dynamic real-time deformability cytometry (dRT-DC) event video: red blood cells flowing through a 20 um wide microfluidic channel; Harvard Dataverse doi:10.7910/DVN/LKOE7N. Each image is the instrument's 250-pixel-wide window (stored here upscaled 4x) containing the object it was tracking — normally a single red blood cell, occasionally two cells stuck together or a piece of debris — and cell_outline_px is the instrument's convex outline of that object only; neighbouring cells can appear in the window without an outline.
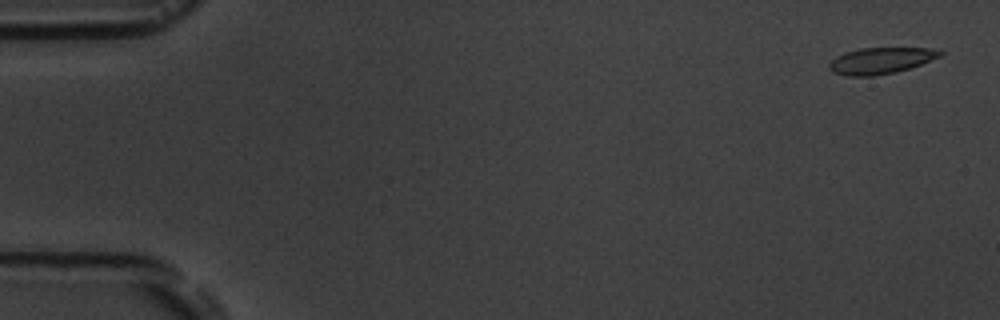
{"species": "common noctule bat (a hibernating species)", "species_latin": "Nyctalus noctula", "temperature_condition": "room temperature", "stored_images_in_passage": 5, "camera_frame_rate_fps": 3000, "um_per_image_px": 0.085, "animal": {"sex": "male", "body_mass_g": 19.5, "forearm_length_mm": 54.6}, "frame": {"image": 1, "passage_image": 1, "time_ms": 0.0, "image_size_px": [1000, 320], "cell_outline_px": [[944, 52], [940, 56], [920, 64], [896, 72], [872, 76], [848, 76], [832, 72], [828, 68], [828, 64], [836, 56], [844, 52], [860, 48], [928, 48]], "centroid_in_image_um": [74.8, 5.15], "position_along_channel_um": 10.2, "area_um2": 16.88}}
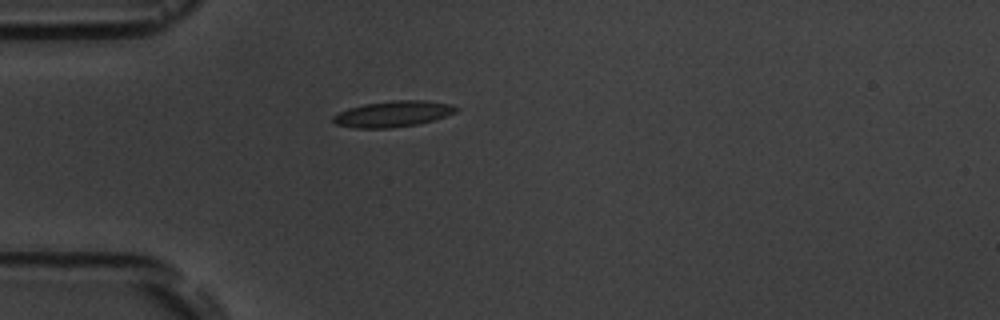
{"frame": {"image": 2, "passage_image": 5, "time_ms": 4.667, "image_size_px": [1000, 320], "cell_outline_px": [[460, 108], [456, 112], [432, 120], [416, 124], [392, 128], [352, 128], [336, 124], [332, 120], [332, 116], [348, 108], [364, 104], [392, 100], [428, 100], [452, 104]], "centroid_in_image_um": [33.4, 9.67], "position_along_channel_um": 51.6, "area_um2": 18.67}}